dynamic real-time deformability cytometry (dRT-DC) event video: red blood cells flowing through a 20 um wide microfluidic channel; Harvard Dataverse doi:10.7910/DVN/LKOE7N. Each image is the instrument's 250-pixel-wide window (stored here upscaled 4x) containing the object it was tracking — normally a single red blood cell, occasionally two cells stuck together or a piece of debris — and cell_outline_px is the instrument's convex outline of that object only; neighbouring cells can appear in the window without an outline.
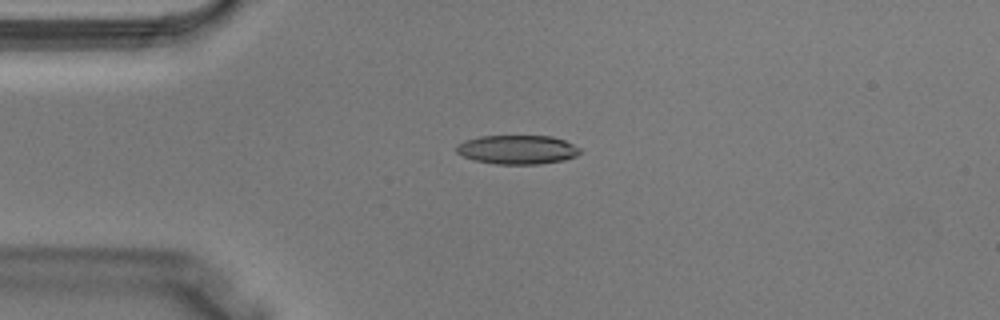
{"species": "Egyptian fruit bat (a non-hibernating species)", "species_latin": "Rousettus aegyptiacus", "temperature_condition": "warm", "stored_images_in_passage": 4, "camera_frame_rate_fps": 3000, "um_per_image_px": 0.085, "animal": {"sex": "male"}, "frame": {"image": 1, "passage_image": 3, "time_ms": 0.667, "image_size_px": [1000, 320], "cell_outline_px": [[580, 152], [576, 156], [564, 160], [540, 164], [496, 164], [472, 160], [456, 152], [456, 144], [464, 140], [480, 136], [552, 136], [564, 140], [580, 148]], "centroid_in_image_um": [43.95, 12.72], "position_along_channel_um": 41.1, "area_um2": 20.98}}